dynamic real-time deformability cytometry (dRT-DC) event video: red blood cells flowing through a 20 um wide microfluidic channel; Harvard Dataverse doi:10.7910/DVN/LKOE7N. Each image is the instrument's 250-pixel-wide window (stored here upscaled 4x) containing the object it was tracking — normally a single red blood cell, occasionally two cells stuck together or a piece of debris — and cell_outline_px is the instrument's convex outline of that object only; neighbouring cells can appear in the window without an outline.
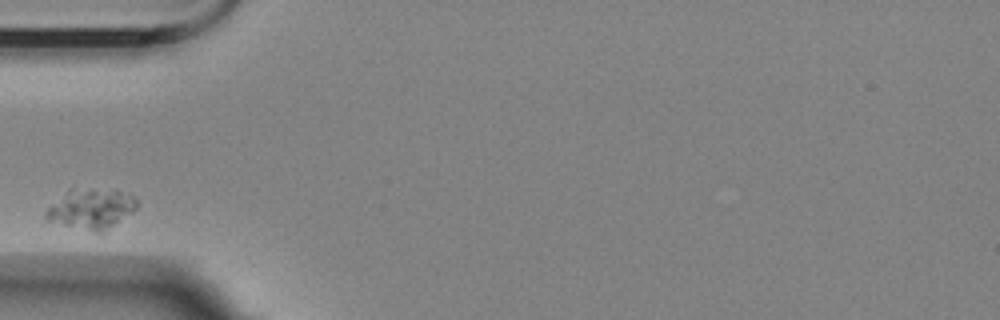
{"species": "Egyptian fruit bat (a non-hibernating species)", "species_latin": "Rousettus aegyptiacus", "temperature_condition": "room temperature", "stored_images_in_passage": 5, "camera_frame_rate_fps": 3000, "um_per_image_px": 0.085, "animal": {"sex": "female"}, "frame": {"image": 1, "passage_image": 1, "time_ms": 0.0, "image_size_px": [1000, 320], "cell_outline_px": [[140, 204], [132, 212], [104, 232], [96, 232], [44, 220], [44, 212], [72, 184], [116, 188], [136, 196]], "centroid_in_image_um": [7.77, 17.64], "position_along_channel_um": 77.2, "area_um2": 22.54}}
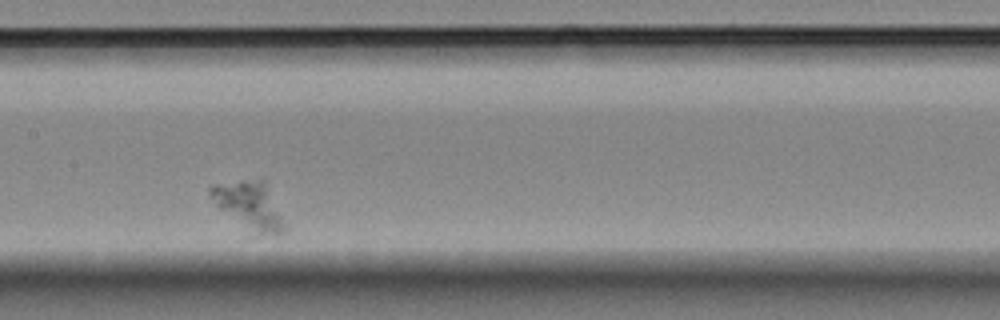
{"frame": {"image": 2, "passage_image": 4, "time_ms": 3.667, "image_size_px": [1000, 320], "cell_outline_px": [[284, 232], [260, 236], [248, 236], [216, 204], [208, 192], [208, 188], [212, 184], [240, 180], [264, 180], [284, 224]], "centroid_in_image_um": [21.13, 17.54], "position_along_channel_um": 186.3, "area_um2": 20.75}}
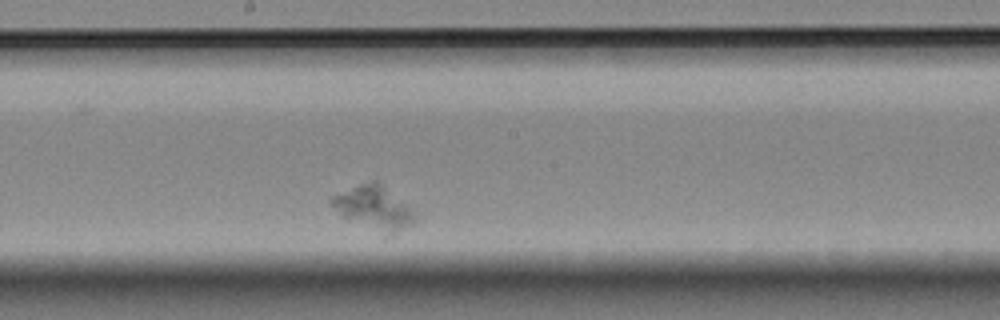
{"frame": {"image": 3, "passage_image": 5, "time_ms": 4.667, "image_size_px": [1000, 320], "cell_outline_px": [[416, 216], [412, 224], [388, 236], [384, 236], [344, 216], [328, 204], [328, 200], [332, 196], [360, 184], [372, 180], [376, 180], [412, 208]], "centroid_in_image_um": [31.78, 17.67], "position_along_channel_um": 216.4, "area_um2": 20.92}}